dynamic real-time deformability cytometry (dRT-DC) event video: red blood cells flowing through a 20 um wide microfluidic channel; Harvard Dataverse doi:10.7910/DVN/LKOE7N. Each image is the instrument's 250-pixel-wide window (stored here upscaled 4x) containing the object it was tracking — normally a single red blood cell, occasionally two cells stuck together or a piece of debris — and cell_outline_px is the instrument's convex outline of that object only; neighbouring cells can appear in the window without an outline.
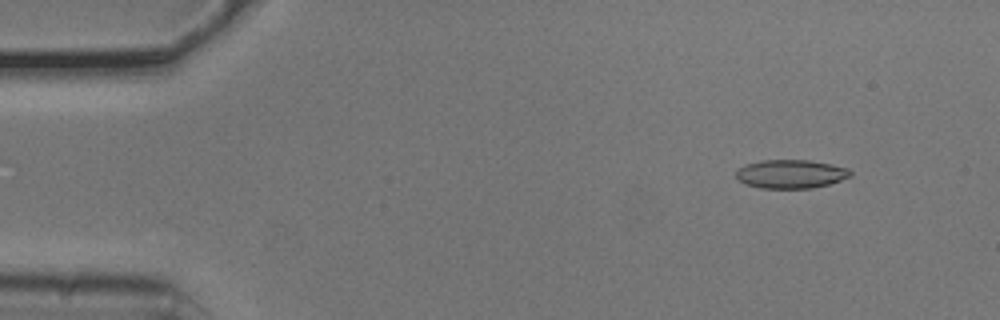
{"species": "common noctule bat (a hibernating species)", "species_latin": "Nyctalus noctula", "temperature_condition": "cold", "stored_images_in_passage": 1, "camera_frame_rate_fps": 3000, "um_per_image_px": 0.085, "animal": {"sex": "male", "body_mass_g": 20.5, "forearm_length_mm": 52.5}, "frame": {"image": 1, "passage_image": 1, "time_ms": 0.0, "image_size_px": [1000, 320], "cell_outline_px": [[852, 176], [828, 184], [812, 188], [760, 188], [744, 184], [736, 176], [736, 172], [744, 164], [764, 160], [808, 160], [832, 164], [848, 168], [852, 172]], "centroid_in_image_um": [67.23, 14.79], "position_along_channel_um": 17.8, "area_um2": 19.07}}